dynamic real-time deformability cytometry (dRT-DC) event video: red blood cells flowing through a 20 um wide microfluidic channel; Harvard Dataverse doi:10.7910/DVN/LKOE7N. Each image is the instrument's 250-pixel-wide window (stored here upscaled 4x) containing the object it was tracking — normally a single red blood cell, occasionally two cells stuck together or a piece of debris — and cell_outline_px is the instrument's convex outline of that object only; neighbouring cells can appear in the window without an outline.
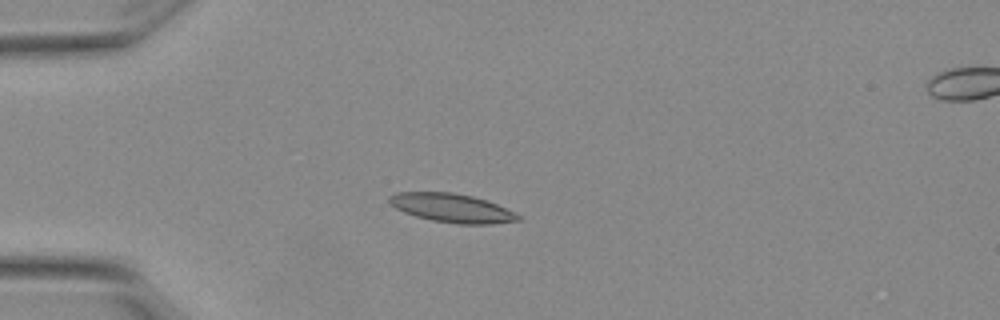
{"species": "Egyptian fruit bat (a non-hibernating species)", "species_latin": "Rousettus aegyptiacus", "temperature_condition": "warm", "stored_images_in_passage": 5, "camera_frame_rate_fps": 3000, "um_per_image_px": 0.085, "animal": {"sex": "female"}, "frame": {"image": 1, "passage_image": 4, "time_ms": 1.0, "image_size_px": [1000, 320], "cell_outline_px": [[520, 220], [492, 224], [460, 224], [432, 220], [416, 216], [404, 212], [396, 208], [388, 200], [388, 196], [396, 192], [452, 192], [472, 196], [496, 204], [520, 216]], "centroid_in_image_um": [38.37, 17.67], "position_along_channel_um": 46.6, "area_um2": 21.27}}